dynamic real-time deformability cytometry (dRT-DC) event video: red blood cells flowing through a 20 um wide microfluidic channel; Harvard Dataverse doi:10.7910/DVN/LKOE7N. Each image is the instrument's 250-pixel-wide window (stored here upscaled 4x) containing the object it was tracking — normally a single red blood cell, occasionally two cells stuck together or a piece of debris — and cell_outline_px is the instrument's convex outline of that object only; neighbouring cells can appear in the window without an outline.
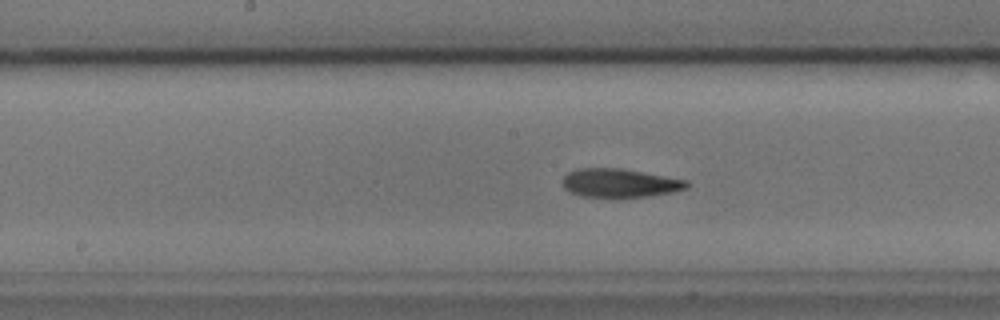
{"species": "common noctule bat (a hibernating species)", "species_latin": "Nyctalus noctula", "temperature_condition": "cold", "stored_images_in_passage": 41, "camera_frame_rate_fps": 3000, "um_per_image_px": 0.085, "animal": {"sex": "male", "body_mass_g": 17.9, "forearm_length_mm": 54.2}, "frame": {"image": 1, "passage_image": 13, "time_ms": 4.0, "image_size_px": [1000, 320], "cell_outline_px": [[688, 188], [676, 192], [620, 200], [608, 200], [580, 196], [564, 188], [564, 176], [568, 172], [580, 168], [620, 168], [688, 180]], "centroid_in_image_um": [52.7, 15.61], "position_along_channel_um": 195.5, "area_um2": 21.56}}
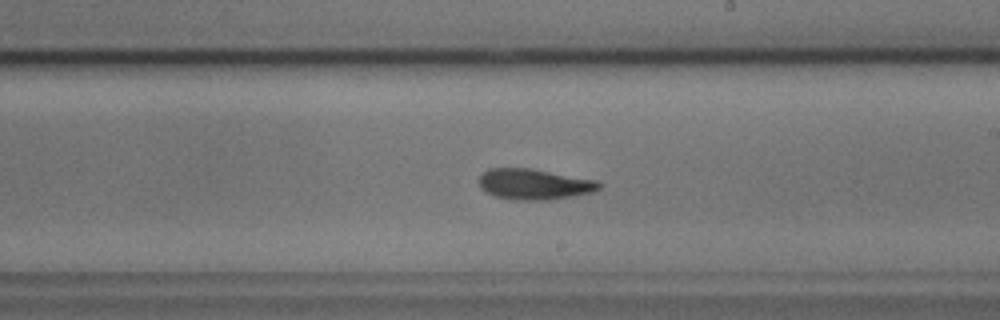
{"frame": {"image": 2, "passage_image": 17, "time_ms": 5.333, "image_size_px": [1000, 320], "cell_outline_px": [[600, 188], [592, 192], [548, 200], [512, 200], [496, 196], [480, 188], [480, 176], [488, 168], [532, 168], [596, 180], [600, 184]], "centroid_in_image_um": [45.39, 15.65], "position_along_channel_um": 243.6, "area_um2": 21.33}}
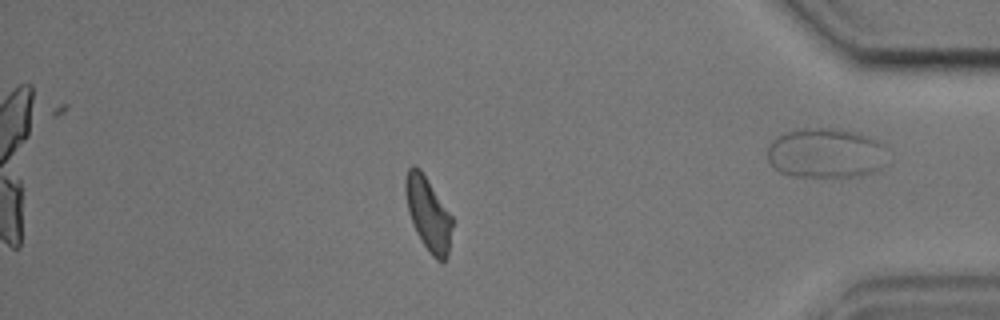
{"frame": {"image": 3, "passage_image": 33, "time_ms": 10.667, "image_size_px": [1000, 320], "cell_outline_px": [[452, 224], [448, 256], [444, 264], [436, 260], [432, 256], [420, 240], [416, 232], [408, 212], [404, 188], [404, 184], [408, 168], [412, 164], [420, 168], [452, 216]], "centroid_in_image_um": [36.39, 18.2], "position_along_channel_um": 398.8, "area_um2": 20.11}, "authors_computed_cell_mechanics": {"area_um2": 20.9236, "velocity_mm_per_s": 3.6247, "shape_relaxation_time_tau1_ms": 5.5955, "shape_relaxation_time_tau2_ms": 4.5277, "deformation_change_tau1": 0.1436, "deformation_change_tau2": 0.1295}}